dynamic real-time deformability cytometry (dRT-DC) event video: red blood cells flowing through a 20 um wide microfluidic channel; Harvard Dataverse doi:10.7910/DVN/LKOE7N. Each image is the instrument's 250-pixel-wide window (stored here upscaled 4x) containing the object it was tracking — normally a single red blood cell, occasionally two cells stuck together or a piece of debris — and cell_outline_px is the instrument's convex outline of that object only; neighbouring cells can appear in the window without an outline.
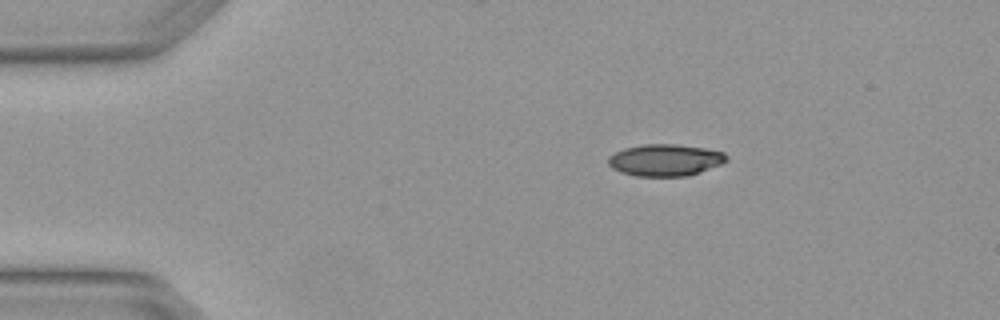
{"species": "Egyptian fruit bat (a non-hibernating species)", "species_latin": "Rousettus aegyptiacus", "temperature_condition": "warm", "stored_images_in_passage": 5, "camera_frame_rate_fps": 3000, "um_per_image_px": 0.085, "animal": {"sex": "female"}, "frame": {"image": 1, "passage_image": 1, "time_ms": 0.0, "image_size_px": [1000, 320], "cell_outline_px": [[728, 160], [720, 164], [700, 172], [688, 176], [636, 176], [620, 172], [612, 168], [608, 164], [608, 156], [624, 148], [644, 144], [676, 144], [704, 148], [724, 152], [728, 156]], "centroid_in_image_um": [56.53, 13.6], "position_along_channel_um": 28.5, "area_um2": 21.96}}
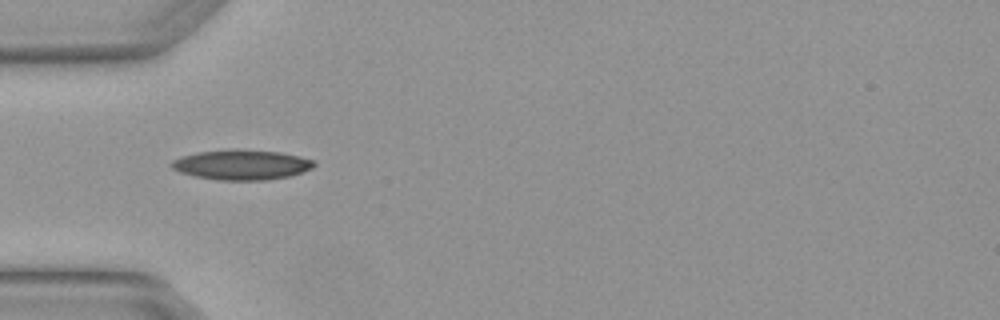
{"frame": {"image": 2, "passage_image": 3, "time_ms": 0.667, "image_size_px": [1000, 320], "cell_outline_px": [[316, 164], [312, 168], [288, 176], [264, 180], [220, 180], [196, 176], [180, 172], [172, 168], [168, 164], [172, 160], [180, 156], [196, 152], [232, 148], [236, 148], [280, 152], [300, 156], [316, 160]], "centroid_in_image_um": [20.51, 13.98], "position_along_channel_um": 64.5, "area_um2": 25.2}}
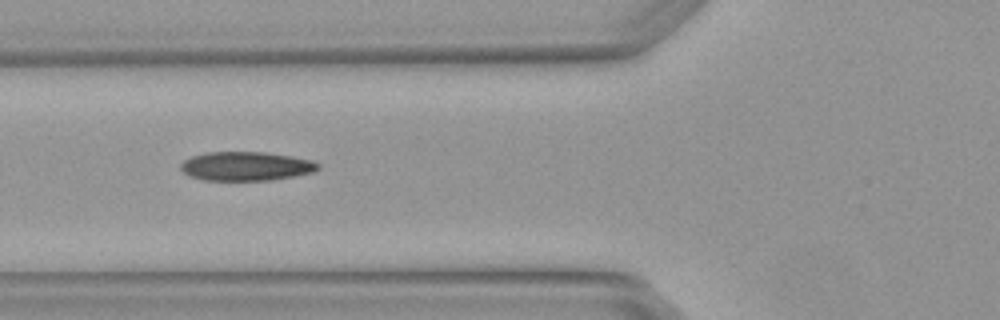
{"frame": {"image": 3, "passage_image": 4, "time_ms": 1.0, "image_size_px": [1000, 320], "cell_outline_px": [[320, 168], [312, 172], [272, 180], [204, 180], [188, 176], [180, 168], [180, 164], [184, 160], [192, 156], [208, 152], [264, 152], [292, 156], [312, 160], [320, 164]], "centroid_in_image_um": [20.9, 14.12], "position_along_channel_um": 104.9, "area_um2": 23.18}}